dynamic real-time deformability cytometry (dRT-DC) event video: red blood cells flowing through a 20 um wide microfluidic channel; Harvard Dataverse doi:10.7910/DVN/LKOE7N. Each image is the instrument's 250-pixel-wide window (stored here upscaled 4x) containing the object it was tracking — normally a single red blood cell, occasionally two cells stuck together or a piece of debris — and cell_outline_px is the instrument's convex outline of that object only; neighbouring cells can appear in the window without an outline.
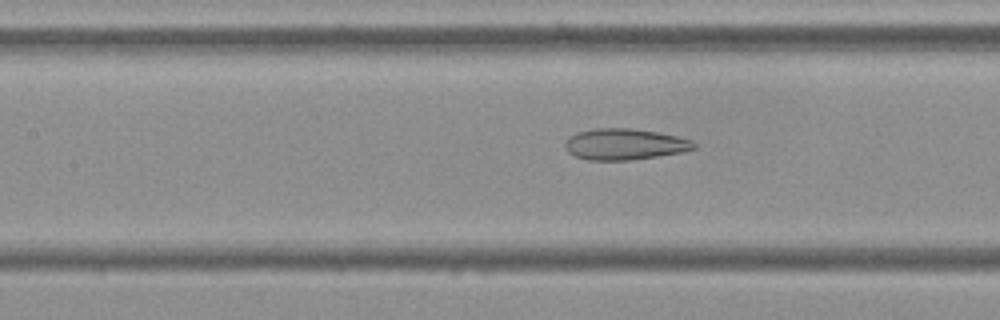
{"species": "Egyptian fruit bat (a non-hibernating species)", "species_latin": "Rousettus aegyptiacus", "temperature_condition": "cold", "stored_images_in_passage": 55, "camera_frame_rate_fps": 3000, "um_per_image_px": 0.085, "frame": {"image": 1, "passage_image": 24, "time_ms": 7.667, "image_size_px": [1000, 320], "cell_outline_px": [[696, 148], [680, 152], [632, 160], [588, 160], [576, 156], [568, 152], [564, 144], [568, 136], [576, 132], [592, 128], [632, 128], [656, 132], [676, 136], [692, 140], [696, 144]], "centroid_in_image_um": [53.05, 12.25], "position_along_channel_um": 154.3, "area_um2": 23.41}}
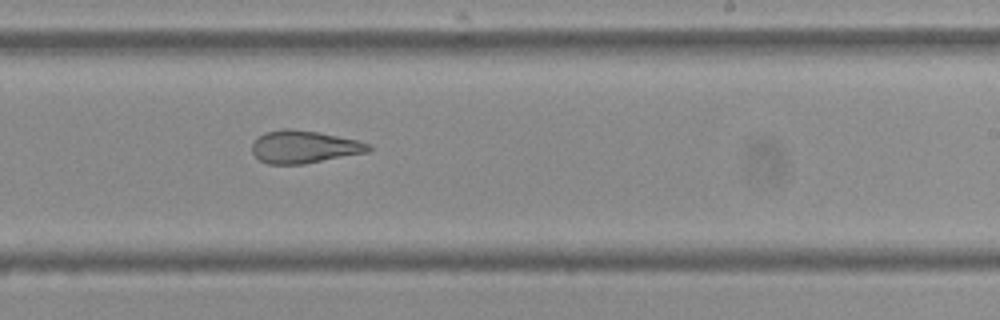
{"frame": {"image": 2, "passage_image": 33, "time_ms": 10.667, "image_size_px": [1000, 320], "cell_outline_px": [[372, 148], [368, 152], [304, 164], [268, 164], [260, 160], [252, 152], [252, 144], [264, 132], [284, 128], [292, 128], [316, 132], [356, 140], [372, 144]], "centroid_in_image_um": [25.85, 12.48], "position_along_channel_um": 263.2, "area_um2": 22.02}}
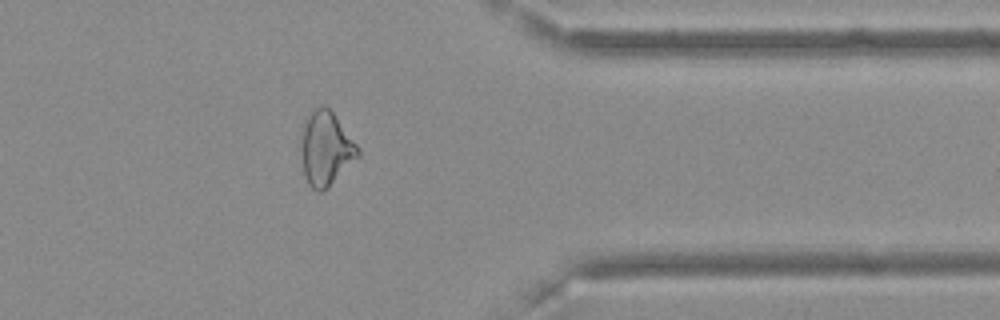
{"frame": {"image": 3, "passage_image": 44, "time_ms": 14.333, "image_size_px": [1000, 320], "cell_outline_px": [[360, 156], [328, 188], [320, 192], [316, 192], [308, 184], [304, 176], [300, 152], [300, 136], [304, 120], [316, 108], [324, 104], [332, 112], [360, 148]], "centroid_in_image_um": [27.67, 12.66], "position_along_channel_um": 383.7, "area_um2": 24.85}, "authors_computed_cell_mechanics": {"area_um2": 25.9522, "velocity_mm_per_s": 3.6399, "shape_relaxation_time_tau1_ms": null, "shape_relaxation_time_tau2_ms": 2.4339, "deformation_change_tau1": null, "deformation_change_tau2": 0.1155}}